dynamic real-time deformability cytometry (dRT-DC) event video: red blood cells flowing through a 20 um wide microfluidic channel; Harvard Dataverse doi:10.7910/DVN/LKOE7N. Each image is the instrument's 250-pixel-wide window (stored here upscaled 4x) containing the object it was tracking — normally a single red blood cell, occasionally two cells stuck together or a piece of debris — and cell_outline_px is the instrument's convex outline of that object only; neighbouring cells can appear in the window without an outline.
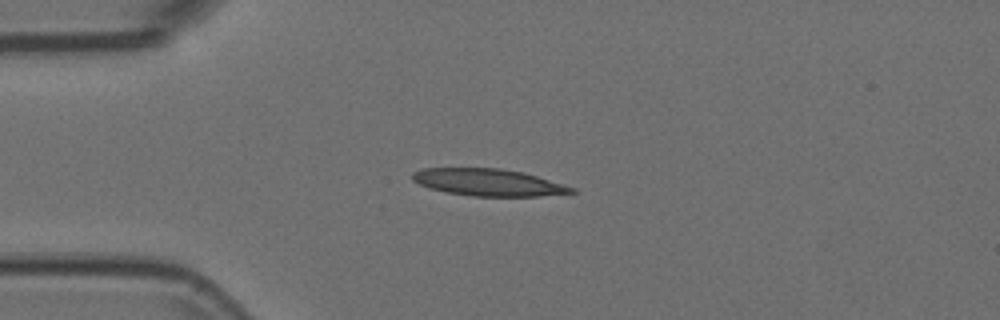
{"species": "Egyptian fruit bat (a non-hibernating species)", "species_latin": "Rousettus aegyptiacus", "temperature_condition": "room temperature", "stored_images_in_passage": 42, "camera_frame_rate_fps": 3000, "um_per_image_px": 0.085, "animal": {"sex": "female"}, "frame": {"image": 1, "passage_image": 1, "time_ms": 0.0, "image_size_px": [1000, 320], "cell_outline_px": [[576, 192], [536, 196], [472, 196], [448, 192], [428, 188], [412, 180], [412, 172], [424, 168], [500, 168], [524, 172], [576, 188]], "centroid_in_image_um": [41.49, 15.49], "position_along_channel_um": 43.5, "area_um2": 24.97}}
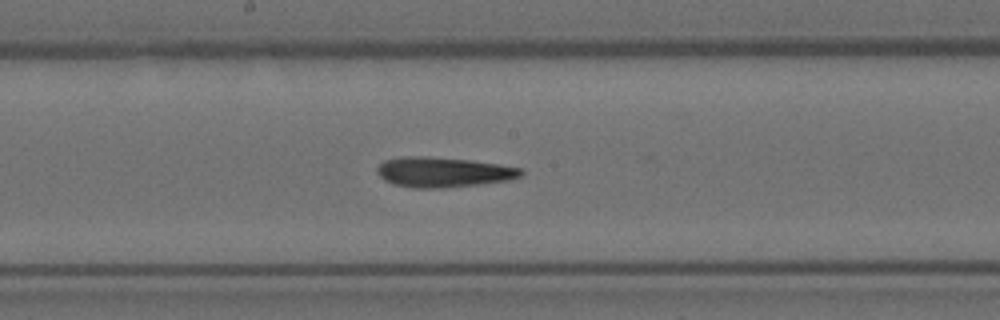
{"frame": {"image": 2, "passage_image": 16, "time_ms": 5.0, "image_size_px": [1000, 320], "cell_outline_px": [[524, 172], [520, 176], [512, 180], [480, 184], [444, 188], [416, 188], [396, 184], [384, 180], [376, 172], [376, 168], [384, 160], [404, 156], [424, 156], [468, 160], [496, 164], [520, 168]], "centroid_in_image_um": [37.66, 14.63], "position_along_channel_um": 210.5, "area_um2": 25.09}}
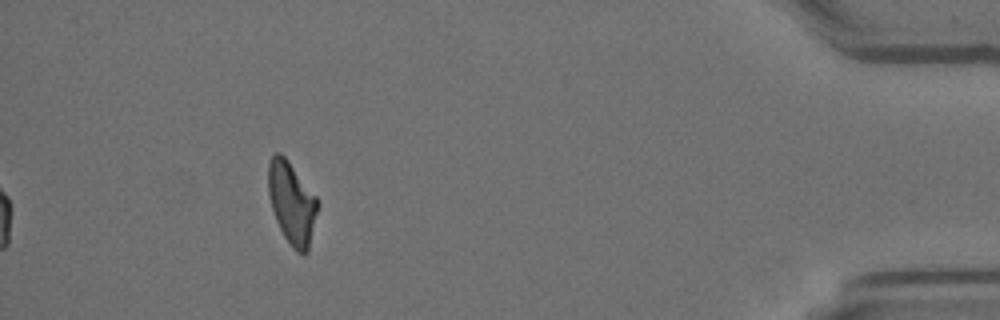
{"frame": {"image": 3, "passage_image": 37, "time_ms": 12.0, "image_size_px": [1000, 320], "cell_outline_px": [[320, 204], [308, 252], [296, 252], [292, 248], [284, 236], [276, 220], [272, 208], [268, 192], [268, 164], [272, 156], [276, 152], [280, 152], [288, 160], [316, 196]], "centroid_in_image_um": [24.82, 17.25], "position_along_channel_um": 410.4, "area_um2": 23.7}}